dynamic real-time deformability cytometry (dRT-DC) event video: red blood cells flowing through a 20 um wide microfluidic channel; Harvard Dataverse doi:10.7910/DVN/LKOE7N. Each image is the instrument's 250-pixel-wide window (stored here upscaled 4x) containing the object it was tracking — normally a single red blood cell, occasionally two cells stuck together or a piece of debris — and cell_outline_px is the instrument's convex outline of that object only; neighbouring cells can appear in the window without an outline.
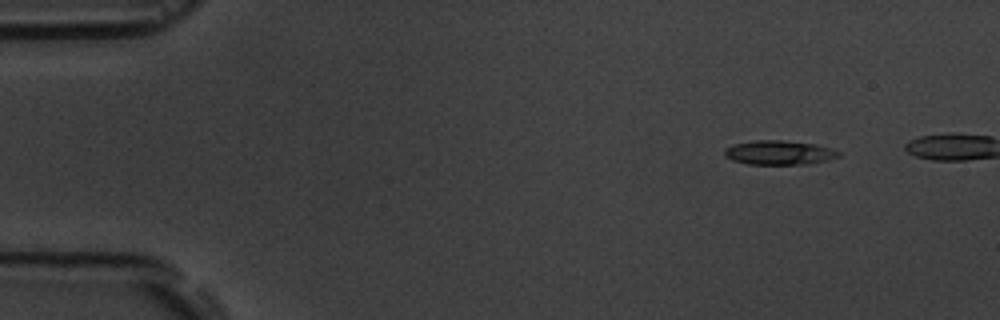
{"species": "common noctule bat (a hibernating species)", "species_latin": "Nyctalus noctula", "temperature_condition": "room temperature", "stored_images_in_passage": 6, "segment_of_instrument_passage": [1, 2], "camera_frame_rate_fps": 3000, "um_per_image_px": 0.085, "animal": {"sex": "male", "body_mass_g": 19.5, "forearm_length_mm": 54.6}, "frame": {"image": 1, "passage_image": 1, "time_ms": 0.0, "image_size_px": [1000, 320], "cell_outline_px": [[840, 156], [828, 160], [804, 164], [748, 164], [732, 160], [724, 156], [724, 148], [736, 144], [756, 140], [780, 140], [816, 144], [832, 148], [840, 152]], "centroid_in_image_um": [66.23, 12.97], "position_along_channel_um": 18.8, "area_um2": 16.07}}
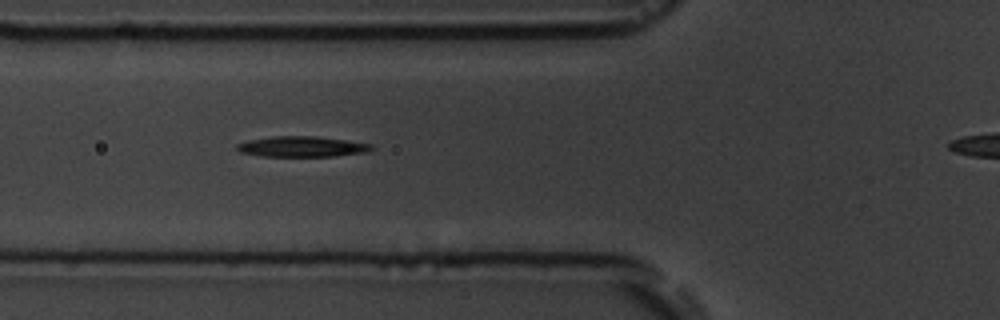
{"frame": {"image": 2, "passage_image": 5, "time_ms": 4.667, "image_size_px": [1000, 320], "cell_outline_px": [[376, 148], [368, 152], [332, 156], [260, 156], [240, 152], [236, 148], [236, 144], [248, 140], [272, 136], [316, 136], [372, 144]], "centroid_in_image_um": [25.67, 12.46], "position_along_channel_um": 100.1, "area_um2": 16.13}}